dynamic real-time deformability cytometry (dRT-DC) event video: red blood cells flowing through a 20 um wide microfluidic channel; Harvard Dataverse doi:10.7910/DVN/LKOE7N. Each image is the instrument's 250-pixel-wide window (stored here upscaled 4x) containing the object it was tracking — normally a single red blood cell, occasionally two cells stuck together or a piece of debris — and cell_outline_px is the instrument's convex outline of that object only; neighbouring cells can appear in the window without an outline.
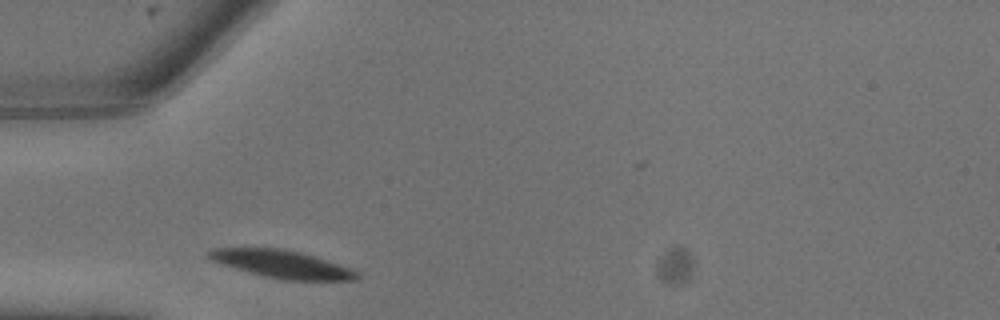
{"species": "common noctule bat (a hibernating species)", "species_latin": "Nyctalus noctula", "temperature_condition": "warm", "stored_images_in_passage": 4, "camera_frame_rate_fps": 3000, "um_per_image_px": 0.085, "animal": {"sex": "male", "body_mass_g": 13.3}, "frame": {"image": 1, "passage_image": 1, "time_ms": 0.0, "image_size_px": [1000, 320], "cell_outline_px": [[360, 280], [284, 280], [264, 276], [236, 268], [212, 260], [208, 256], [208, 252], [216, 248], [280, 248], [300, 252], [348, 268], [356, 272], [360, 276]], "centroid_in_image_um": [23.97, 22.46], "position_along_channel_um": 61.0, "area_um2": 23.24}}
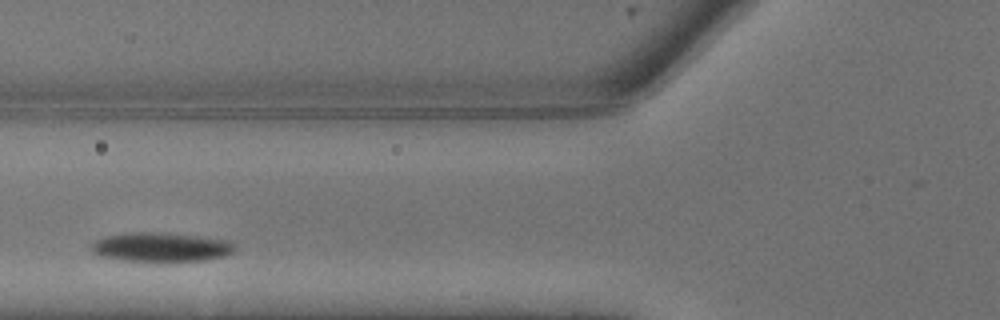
{"frame": {"image": 2, "passage_image": 3, "time_ms": 0.667, "image_size_px": [1000, 320], "cell_outline_px": [[236, 248], [232, 252], [224, 256], [204, 260], [164, 264], [156, 264], [124, 260], [96, 256], [88, 248], [96, 240], [104, 236], [128, 232], [168, 232], [232, 240], [236, 244]], "centroid_in_image_um": [13.68, 21.03], "position_along_channel_um": 112.1, "area_um2": 25.89}}